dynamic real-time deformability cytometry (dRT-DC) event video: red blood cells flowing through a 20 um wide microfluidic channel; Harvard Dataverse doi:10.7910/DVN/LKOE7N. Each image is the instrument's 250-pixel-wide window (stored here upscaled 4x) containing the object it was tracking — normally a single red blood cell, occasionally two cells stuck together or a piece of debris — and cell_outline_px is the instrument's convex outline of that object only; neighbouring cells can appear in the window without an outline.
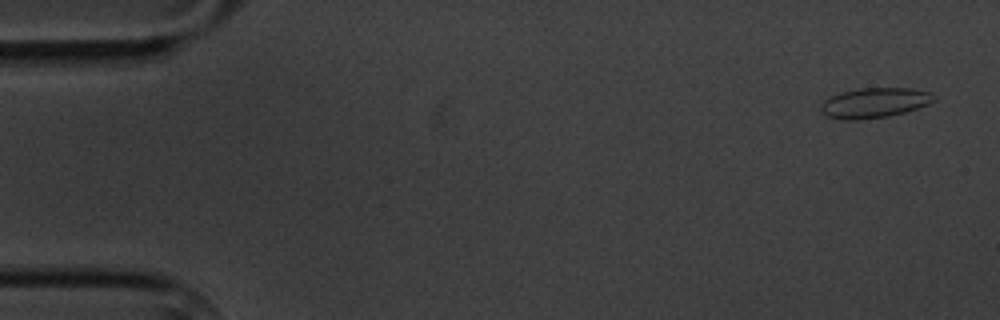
{"species": "common noctule bat (a hibernating species)", "species_latin": "Nyctalus noctula", "temperature_condition": "cold", "stored_images_in_passage": 5, "camera_frame_rate_fps": 3000, "um_per_image_px": 0.085, "animal": {"sex": "male", "body_mass_g": 20.1, "forearm_length_mm": 53.5}, "frame": {"image": 1, "passage_image": 1, "time_ms": 0.0, "image_size_px": [1000, 320], "cell_outline_px": [[936, 100], [928, 104], [904, 112], [888, 116], [860, 120], [844, 120], [828, 116], [820, 112], [820, 104], [824, 100], [840, 92], [860, 88], [912, 88], [928, 92], [936, 96]], "centroid_in_image_um": [74.3, 8.74], "position_along_channel_um": 10.7, "area_um2": 19.83}}